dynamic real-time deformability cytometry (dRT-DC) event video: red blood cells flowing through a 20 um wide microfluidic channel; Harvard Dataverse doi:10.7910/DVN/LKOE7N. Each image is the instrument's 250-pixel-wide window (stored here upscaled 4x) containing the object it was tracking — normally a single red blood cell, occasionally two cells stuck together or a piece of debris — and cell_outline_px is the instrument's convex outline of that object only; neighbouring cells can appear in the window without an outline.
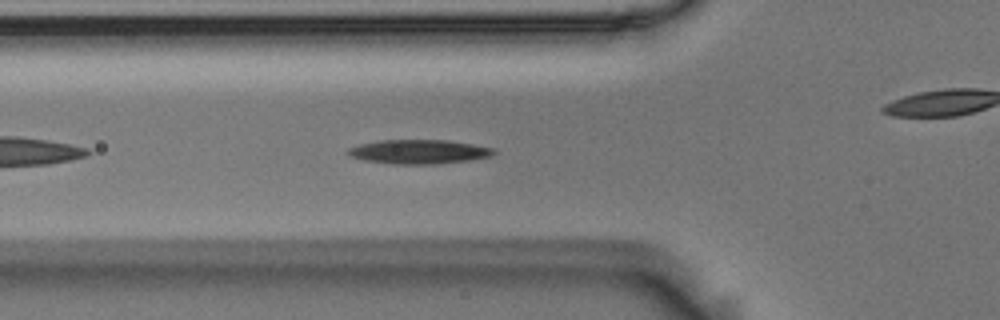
{"species": "Egyptian fruit bat (a non-hibernating species)", "species_latin": "Rousettus aegyptiacus", "temperature_condition": "room temperature", "stored_images_in_passage": 44, "camera_frame_rate_fps": 3000, "um_per_image_px": 0.085, "animal": {"sex": "male"}, "frame": {"image": 1, "passage_image": 7, "time_ms": 2.0, "image_size_px": [1000, 320], "cell_outline_px": [[496, 152], [492, 156], [468, 160], [436, 164], [392, 164], [364, 160], [348, 156], [348, 148], [360, 144], [380, 140], [448, 140], [496, 148]], "centroid_in_image_um": [35.62, 12.9], "position_along_channel_um": 90.2, "area_um2": 20.58}}
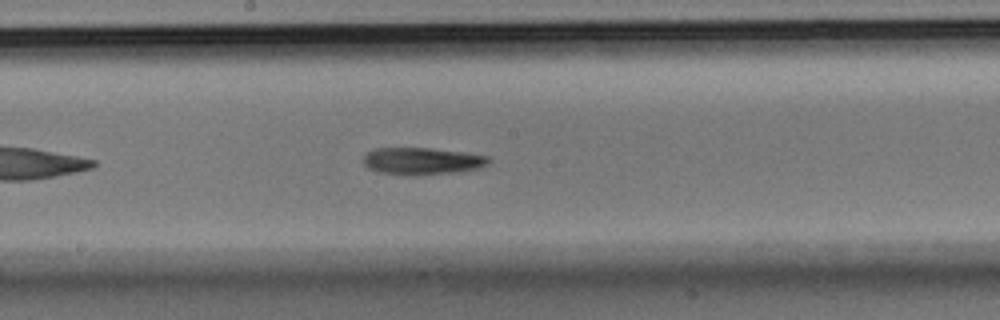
{"frame": {"image": 2, "passage_image": 17, "time_ms": 5.333, "image_size_px": [1000, 320], "cell_outline_px": [[492, 160], [488, 164], [480, 168], [456, 172], [416, 176], [408, 176], [376, 172], [368, 168], [364, 164], [364, 156], [368, 152], [376, 148], [432, 148], [464, 152], [488, 156]], "centroid_in_image_um": [35.89, 13.7], "position_along_channel_um": 212.3, "area_um2": 20.11}}
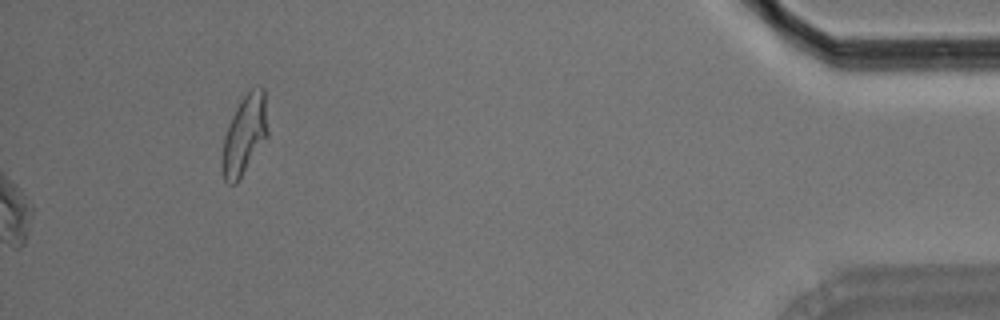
{"frame": {"image": 3, "passage_image": 44, "time_ms": 14.333, "image_size_px": [1000, 320], "cell_outline_px": [[268, 136], [236, 184], [228, 184], [224, 180], [220, 164], [220, 156], [224, 136], [228, 124], [240, 100], [256, 84], [264, 88], [268, 128]], "centroid_in_image_um": [20.76, 11.47], "position_along_channel_um": 414.4, "area_um2": 21.44}, "authors_computed_cell_mechanics": {"area_um2": 19.8832, "velocity_mm_per_s": 3.6524, "shape_relaxation_time_tau1_ms": 10.9322, "shape_relaxation_time_tau2_ms": null, "deformation_change_tau1": 0.2322, "deformation_change_tau2": null}}